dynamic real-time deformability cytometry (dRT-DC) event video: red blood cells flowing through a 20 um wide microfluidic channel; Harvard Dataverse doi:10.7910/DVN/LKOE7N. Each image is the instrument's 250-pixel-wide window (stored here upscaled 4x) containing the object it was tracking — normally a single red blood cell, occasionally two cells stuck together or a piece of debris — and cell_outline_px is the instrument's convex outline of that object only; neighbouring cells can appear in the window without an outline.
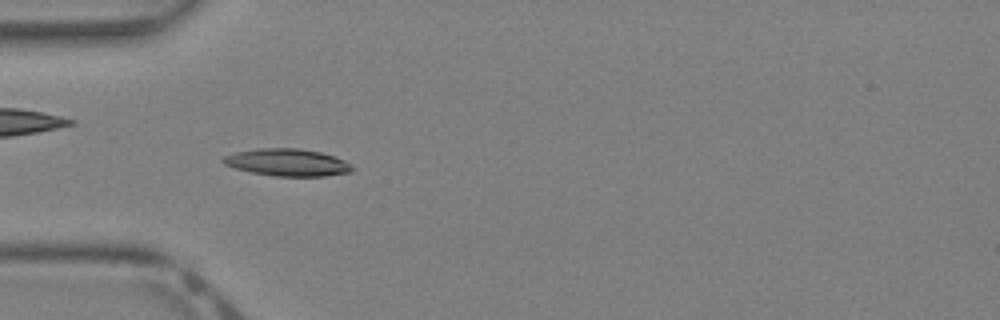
{"species": "Egyptian fruit bat (a non-hibernating species)", "species_latin": "Rousettus aegyptiacus", "temperature_condition": "warm", "stored_images_in_passage": 32, "camera_frame_rate_fps": 3000, "um_per_image_px": 0.085, "animal": {"sex": "female"}, "frame": {"image": 1, "passage_image": 4, "time_ms": 1.0, "image_size_px": [1000, 320], "cell_outline_px": [[356, 168], [352, 172], [324, 176], [276, 176], [252, 172], [236, 168], [224, 164], [220, 160], [224, 156], [236, 152], [260, 148], [300, 148], [320, 152], [344, 160]], "centroid_in_image_um": [24.45, 13.8], "position_along_channel_um": 60.6, "area_um2": 20.4}}
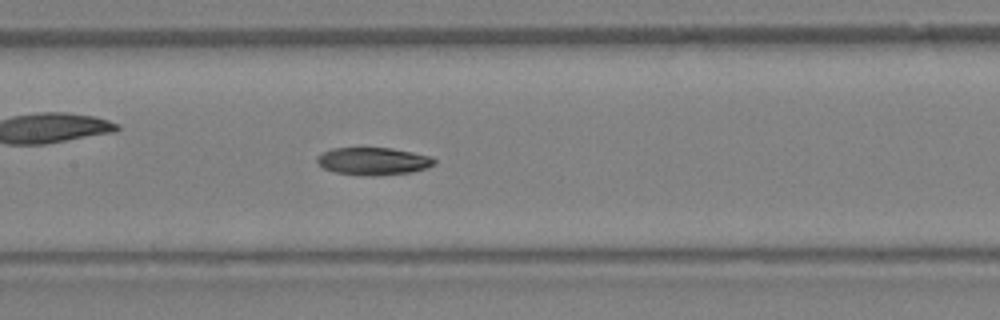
{"frame": {"image": 2, "passage_image": 11, "time_ms": 3.333, "image_size_px": [1000, 320], "cell_outline_px": [[436, 164], [428, 168], [412, 172], [368, 176], [336, 172], [324, 168], [316, 160], [316, 156], [332, 148], [392, 148], [432, 156], [436, 160]], "centroid_in_image_um": [31.77, 13.69], "position_along_channel_um": 175.6, "area_um2": 18.79}}
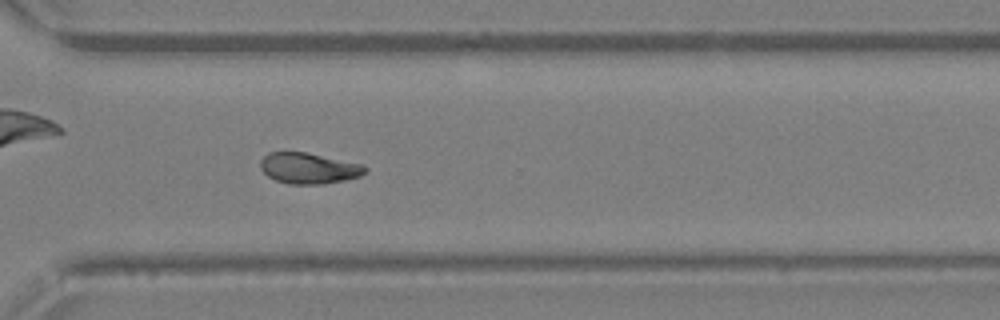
{"frame": {"image": 3, "passage_image": 21, "time_ms": 6.667, "image_size_px": [1000, 320], "cell_outline_px": [[368, 172], [360, 176], [344, 180], [324, 184], [288, 184], [276, 180], [268, 176], [260, 168], [260, 160], [268, 152], [308, 152], [360, 164], [368, 168]], "centroid_in_image_um": [26.24, 14.3], "position_along_channel_um": 344.4, "area_um2": 18.9}}